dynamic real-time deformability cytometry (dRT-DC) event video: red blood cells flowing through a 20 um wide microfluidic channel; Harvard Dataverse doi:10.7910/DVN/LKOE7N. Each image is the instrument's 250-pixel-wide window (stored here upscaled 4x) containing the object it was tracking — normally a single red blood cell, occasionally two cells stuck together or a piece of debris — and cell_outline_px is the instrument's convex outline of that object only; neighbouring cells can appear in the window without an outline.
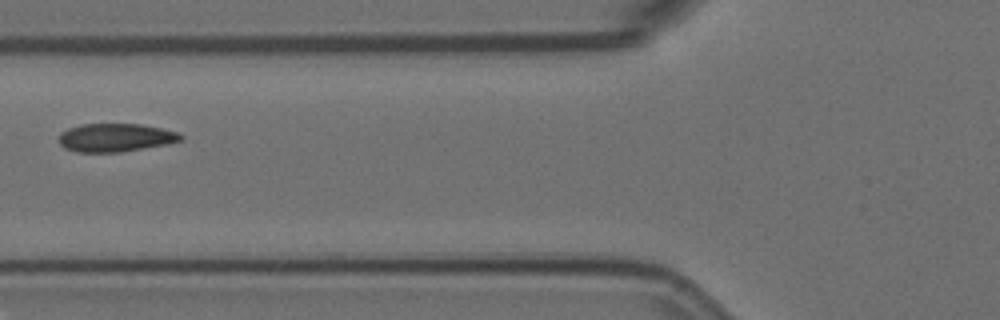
{"species": "Egyptian fruit bat (a non-hibernating species)", "species_latin": "Rousettus aegyptiacus", "temperature_condition": "room temperature", "stored_images_in_passage": 12, "camera_frame_rate_fps": 3000, "um_per_image_px": 0.085, "animal": {"sex": "female"}, "frame": {"image": 1, "passage_image": 5, "time_ms": 1.333, "image_size_px": [1000, 320], "cell_outline_px": [[184, 140], [168, 144], [120, 152], [76, 152], [64, 148], [60, 144], [60, 132], [68, 128], [80, 124], [140, 124], [160, 128], [176, 132], [184, 136]], "centroid_in_image_um": [9.82, 11.7], "position_along_channel_um": 116.0, "area_um2": 20.11}}
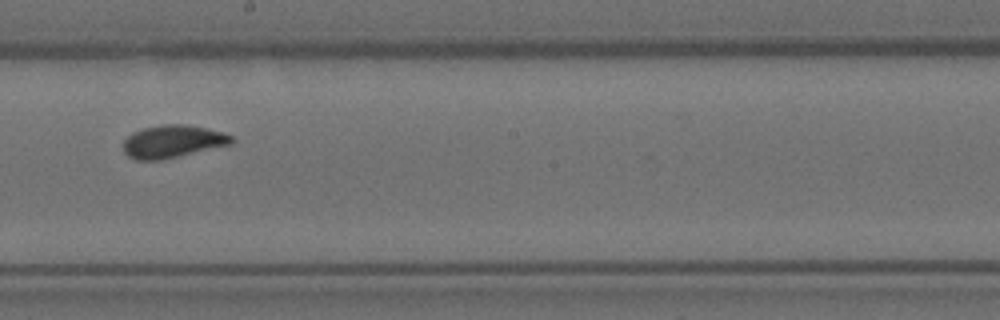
{"frame": {"image": 2, "passage_image": 8, "time_ms": 2.333, "image_size_px": [1000, 320], "cell_outline_px": [[236, 140], [232, 144], [160, 160], [136, 160], [128, 156], [124, 152], [124, 140], [132, 132], [144, 128], [164, 124], [184, 124], [208, 128], [224, 132], [232, 136]], "centroid_in_image_um": [14.7, 12.02], "position_along_channel_um": 233.5, "area_um2": 20.63}}
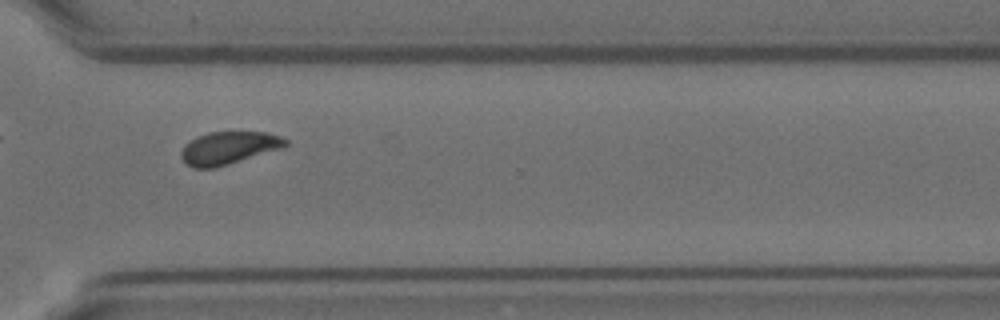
{"frame": {"image": 3, "passage_image": 11, "time_ms": 3.333, "image_size_px": [1000, 320], "cell_outline_px": [[288, 144], [284, 148], [216, 168], [192, 168], [180, 156], [180, 152], [184, 144], [196, 136], [208, 132], [268, 132], [280, 136], [288, 140]], "centroid_in_image_um": [19.45, 12.57], "position_along_channel_um": 351.2, "area_um2": 20.17}}